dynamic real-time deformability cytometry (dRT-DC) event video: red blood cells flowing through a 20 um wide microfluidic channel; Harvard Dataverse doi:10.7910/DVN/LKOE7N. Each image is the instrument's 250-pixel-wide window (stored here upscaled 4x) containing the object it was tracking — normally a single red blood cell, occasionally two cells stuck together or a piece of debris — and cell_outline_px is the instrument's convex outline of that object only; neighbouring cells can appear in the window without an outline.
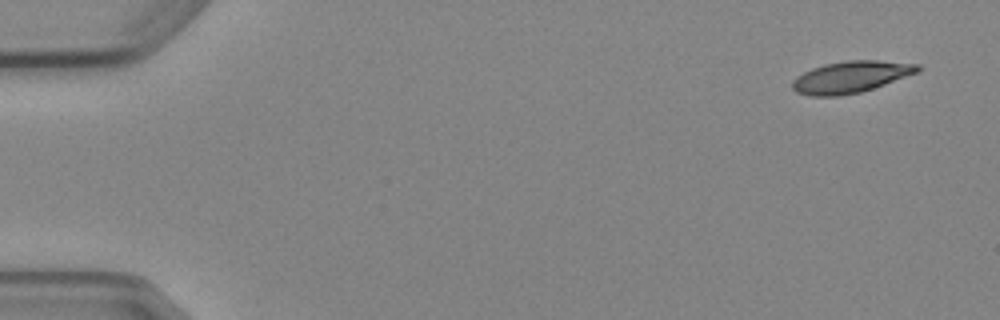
{"species": "Egyptian fruit bat (a non-hibernating species)", "species_latin": "Rousettus aegyptiacus", "temperature_condition": "cold", "stored_images_in_passage": 4, "camera_frame_rate_fps": 3000, "um_per_image_px": 0.085, "animal": {"sex": "female"}, "frame": {"image": 1, "passage_image": 1, "time_ms": 0.0, "image_size_px": [1000, 320], "cell_outline_px": [[920, 72], [860, 92], [840, 96], [812, 96], [796, 92], [792, 88], [792, 80], [796, 76], [812, 68], [824, 64], [848, 60], [876, 60], [920, 64]], "centroid_in_image_um": [72.31, 6.54], "position_along_channel_um": 12.7, "area_um2": 23.12}}